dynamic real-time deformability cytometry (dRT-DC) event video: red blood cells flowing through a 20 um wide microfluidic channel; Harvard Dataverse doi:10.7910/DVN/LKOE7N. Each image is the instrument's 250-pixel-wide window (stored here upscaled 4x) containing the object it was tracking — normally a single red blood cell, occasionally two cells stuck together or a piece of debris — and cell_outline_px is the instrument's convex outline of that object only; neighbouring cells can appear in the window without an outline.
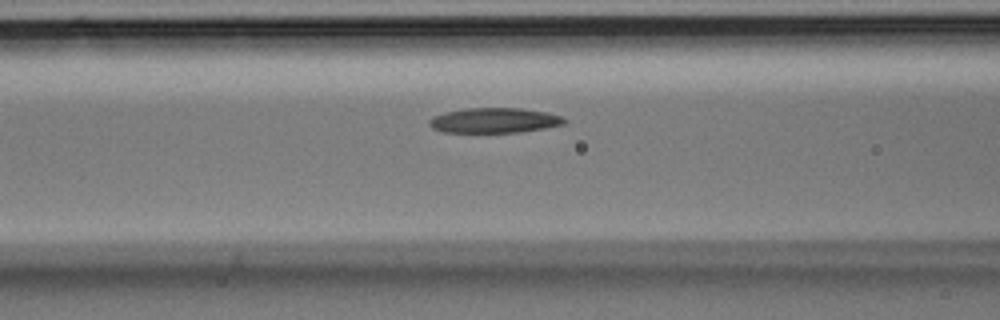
{"species": "Egyptian fruit bat (a non-hibernating species)", "species_latin": "Rousettus aegyptiacus", "temperature_condition": "room temperature", "stored_images_in_passage": 6, "camera_frame_rate_fps": 3000, "um_per_image_px": 0.085, "animal": {"sex": "male"}, "frame": {"image": 1, "passage_image": 6, "time_ms": 1.667, "image_size_px": [1000, 320], "cell_outline_px": [[568, 120], [564, 124], [544, 128], [520, 132], [444, 132], [432, 128], [428, 124], [428, 120], [432, 116], [444, 112], [464, 108], [520, 108], [544, 112], [560, 116]], "centroid_in_image_um": [41.97, 10.23], "position_along_channel_um": 124.6, "area_um2": 19.71}}